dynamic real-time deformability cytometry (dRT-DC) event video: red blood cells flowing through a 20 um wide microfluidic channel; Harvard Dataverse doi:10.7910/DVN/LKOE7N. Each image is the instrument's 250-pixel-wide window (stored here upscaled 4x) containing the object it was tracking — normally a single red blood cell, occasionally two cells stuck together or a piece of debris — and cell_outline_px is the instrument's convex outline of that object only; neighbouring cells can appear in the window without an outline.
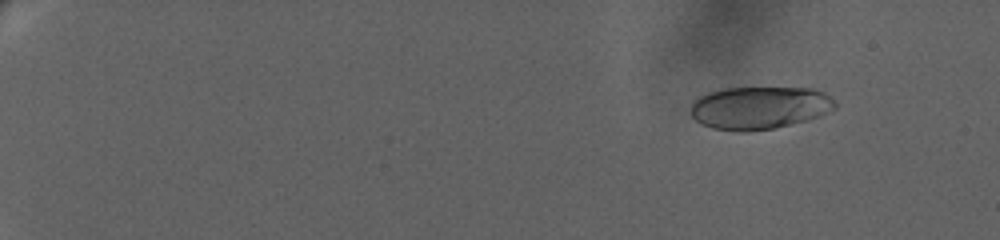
{"species": "human", "species_latin": "Homo sapiens", "temperature_condition": "warm", "stored_images_in_passage": 85, "camera_frame_rate_fps": 3000, "um_per_image_px": 0.085, "donor": {"sex": "female"}, "frame": {"image": 1, "passage_image": 8, "time_ms": 2.667, "image_size_px": [1000, 240], "cell_outline_px": [[836, 108], [820, 116], [808, 120], [772, 128], [748, 132], [736, 132], [712, 128], [700, 124], [692, 116], [692, 104], [700, 96], [708, 92], [720, 88], [812, 88], [824, 92], [836, 104]], "centroid_in_image_um": [64.54, 9.16], "position_along_channel_um": 20.5, "area_um2": 36.01}}
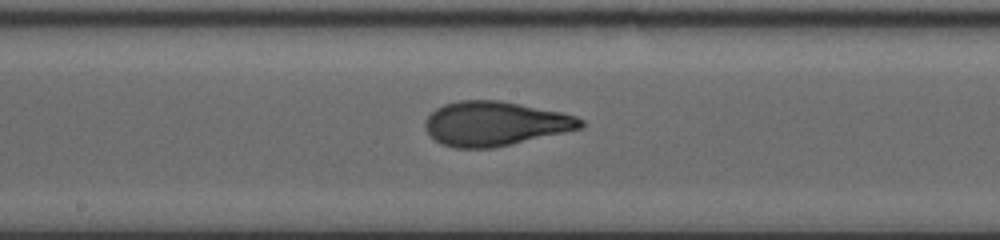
{"frame": {"image": 2, "passage_image": 47, "time_ms": 14.0, "image_size_px": [1000, 240], "cell_outline_px": [[584, 124], [580, 128], [492, 148], [456, 148], [444, 144], [436, 140], [424, 128], [424, 120], [436, 108], [444, 104], [460, 100], [500, 100], [560, 112], [576, 116], [584, 120]], "centroid_in_image_um": [42.04, 10.49], "position_along_channel_um": 206.2, "area_um2": 39.71}}
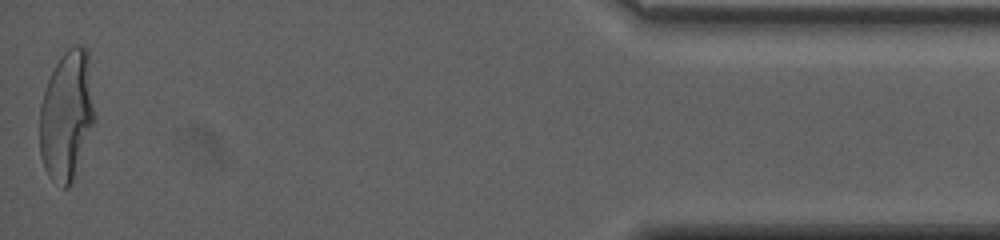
{"frame": {"image": 3, "passage_image": 84, "time_ms": 23.0, "image_size_px": [1000, 240], "cell_outline_px": [[96, 116], [72, 184], [68, 188], [64, 188], [52, 180], [48, 176], [44, 168], [40, 156], [40, 104], [48, 80], [60, 56], [72, 44], [80, 44], [88, 48]], "centroid_in_image_um": [5.69, 9.79], "position_along_channel_um": 429.5, "area_um2": 42.08}, "authors_computed_cell_mechanics": {"area_um2": 38.9572, "velocity_mm_per_s": 3.1869, "shape_relaxation_time_tau1_ms": 6.7054, "shape_relaxation_time_tau2_ms": 1.0112, "deformation_change_tau1": 0.25, "deformation_change_tau2": 0.0764}}